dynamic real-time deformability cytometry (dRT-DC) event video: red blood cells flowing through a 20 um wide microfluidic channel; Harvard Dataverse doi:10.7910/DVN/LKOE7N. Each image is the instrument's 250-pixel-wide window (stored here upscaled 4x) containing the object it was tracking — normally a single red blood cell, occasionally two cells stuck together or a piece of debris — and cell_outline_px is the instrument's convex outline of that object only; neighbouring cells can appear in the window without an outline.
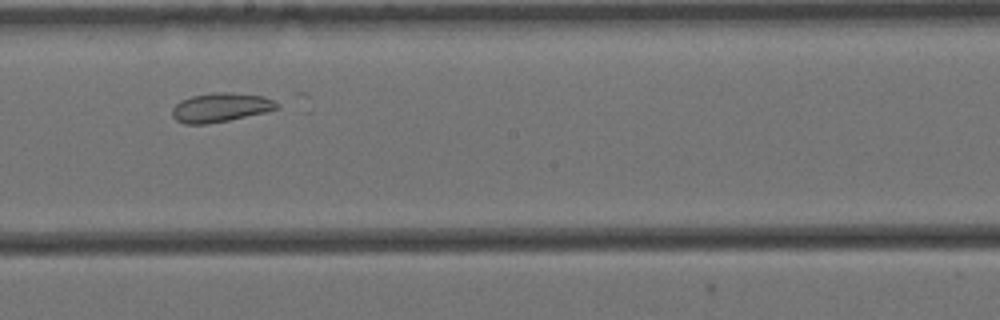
{"species": "Egyptian fruit bat (a non-hibernating species)", "species_latin": "Rousettus aegyptiacus", "temperature_condition": "cold", "stored_images_in_passage": 11, "segment_of_instrument_passage": [1, 2], "camera_frame_rate_fps": 3000, "um_per_image_px": 0.085, "animal": {"sex": "female"}, "frame": {"image": 1, "passage_image": 5, "time_ms": 1.333, "image_size_px": [1000, 320], "cell_outline_px": [[280, 108], [264, 112], [228, 120], [208, 124], [184, 124], [176, 120], [172, 116], [172, 108], [180, 100], [192, 96], [212, 92], [228, 92], [264, 96], [280, 104]], "centroid_in_image_um": [18.73, 9.13], "position_along_channel_um": 229.5, "area_um2": 17.74}}